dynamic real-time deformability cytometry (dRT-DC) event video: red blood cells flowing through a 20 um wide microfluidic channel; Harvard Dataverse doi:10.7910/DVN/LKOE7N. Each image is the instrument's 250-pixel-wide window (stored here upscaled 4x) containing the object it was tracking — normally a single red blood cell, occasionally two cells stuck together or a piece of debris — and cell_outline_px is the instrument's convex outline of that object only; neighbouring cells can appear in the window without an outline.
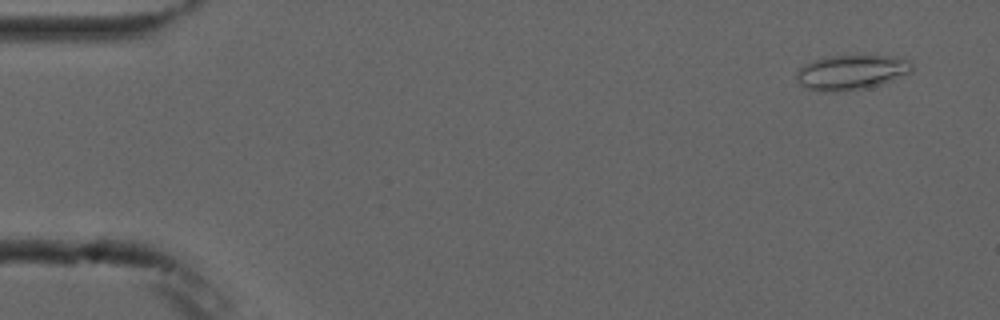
{"species": "common noctule bat (a hibernating species)", "species_latin": "Nyctalus noctula", "temperature_condition": "cold", "stored_images_in_passage": 10, "camera_frame_rate_fps": 3000, "um_per_image_px": 0.085, "animal": {"sex": "male", "forearm_length_mm": 52.5}, "frame": {"image": 1, "passage_image": 1, "time_ms": 0.0, "image_size_px": [1000, 320], "cell_outline_px": [[912, 72], [880, 84], [860, 88], [832, 92], [820, 92], [808, 88], [800, 84], [796, 80], [796, 72], [804, 64], [824, 56], [904, 56], [912, 64]], "centroid_in_image_um": [72.35, 6.13], "position_along_channel_um": 12.6, "area_um2": 23.35}}
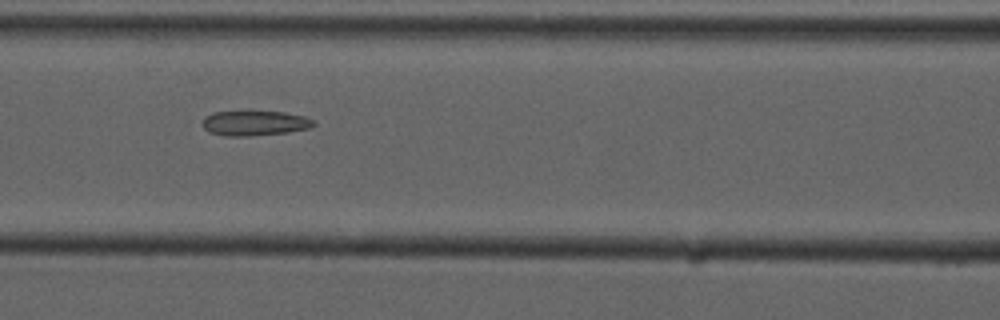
{"frame": {"image": 2, "passage_image": 6, "time_ms": 6.667, "image_size_px": [1000, 320], "cell_outline_px": [[316, 124], [308, 128], [288, 132], [252, 136], [224, 136], [208, 132], [196, 124], [196, 120], [212, 112], [284, 112], [304, 116], [312, 120]], "centroid_in_image_um": [21.48, 10.48], "position_along_channel_um": 145.1, "area_um2": 16.53}}
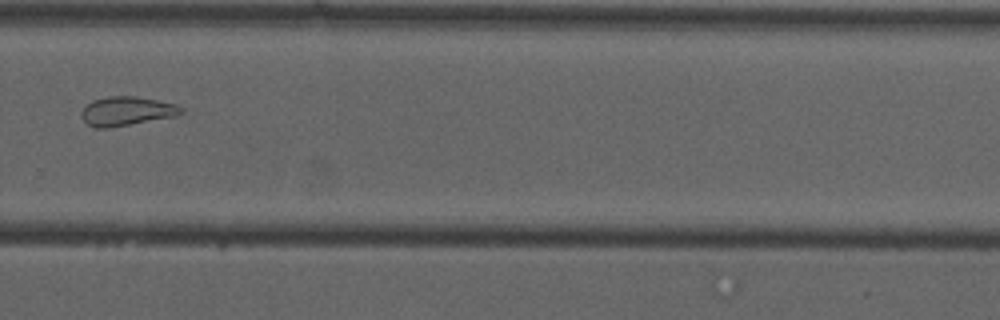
{"frame": {"image": 3, "passage_image": 10, "time_ms": 11.333, "image_size_px": [1000, 320], "cell_outline_px": [[184, 112], [176, 116], [108, 128], [96, 128], [88, 124], [80, 116], [80, 112], [92, 100], [108, 96], [136, 96], [176, 104], [184, 108]], "centroid_in_image_um": [10.77, 9.44], "position_along_channel_um": 319.0, "area_um2": 16.88}}